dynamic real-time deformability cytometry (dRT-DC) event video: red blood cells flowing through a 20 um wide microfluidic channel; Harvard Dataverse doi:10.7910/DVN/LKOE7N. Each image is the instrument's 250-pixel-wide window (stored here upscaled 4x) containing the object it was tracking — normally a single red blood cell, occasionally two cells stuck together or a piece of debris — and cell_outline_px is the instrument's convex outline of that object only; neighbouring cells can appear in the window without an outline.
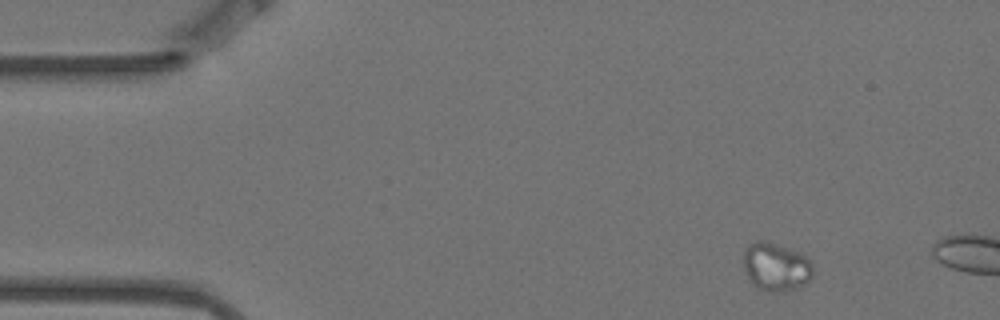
{"species": "Egyptian fruit bat (a non-hibernating species)", "species_latin": "Rousettus aegyptiacus", "temperature_condition": "warm", "stored_images_in_passage": 3, "camera_frame_rate_fps": 3000, "um_per_image_px": 0.085, "animal": {"sex": "female"}, "frame": {"image": 1, "passage_image": 1, "time_ms": 0.0, "image_size_px": [1000, 320], "cell_outline_px": [[812, 276], [808, 280], [796, 288], [784, 292], [764, 292], [756, 288], [748, 280], [744, 272], [744, 248], [748, 244], [756, 240], [764, 240], [800, 252], [812, 264]], "centroid_in_image_um": [65.89, 22.69], "position_along_channel_um": 19.1, "area_um2": 19.83}}